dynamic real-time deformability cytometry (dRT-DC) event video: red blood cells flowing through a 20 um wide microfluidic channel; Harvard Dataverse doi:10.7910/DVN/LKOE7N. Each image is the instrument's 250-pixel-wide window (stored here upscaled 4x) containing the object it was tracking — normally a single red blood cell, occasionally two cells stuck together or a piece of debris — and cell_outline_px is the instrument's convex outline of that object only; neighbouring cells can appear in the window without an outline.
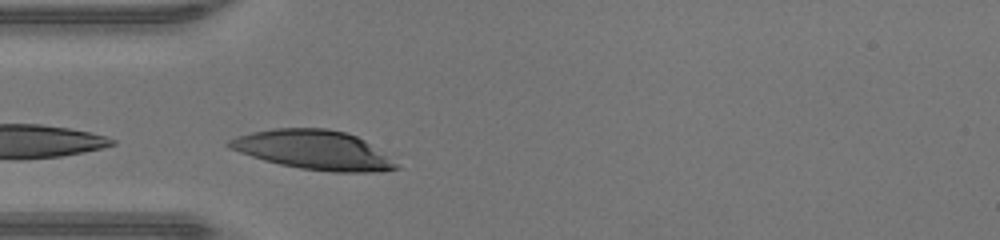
{"species": "human", "species_latin": "Homo sapiens", "temperature_condition": "warm", "stored_images_in_passage": 25, "camera_frame_rate_fps": 3000, "um_per_image_px": 0.085, "donor": {"sex": "male"}, "frame": {"image": 1, "passage_image": 1, "time_ms": 0.0, "image_size_px": [1000, 240], "cell_outline_px": [[400, 168], [380, 172], [332, 172], [300, 168], [280, 164], [264, 160], [228, 148], [224, 144], [228, 140], [236, 136], [252, 132], [276, 128], [328, 128], [344, 132], [356, 136], [364, 140], [400, 164]], "centroid_in_image_um": [26.66, 12.75], "position_along_channel_um": 58.3, "area_um2": 38.15}, "authors_computed_cell_mechanics": {"area_um2": 31.8478, "velocity_mm_per_s": 4.2833, "shape_relaxation_time_tau1_ms": 2.9451, "shape_relaxation_time_tau2_ms": null, "deformation_change_tau1": 0.1198, "deformation_change_tau2": null}}